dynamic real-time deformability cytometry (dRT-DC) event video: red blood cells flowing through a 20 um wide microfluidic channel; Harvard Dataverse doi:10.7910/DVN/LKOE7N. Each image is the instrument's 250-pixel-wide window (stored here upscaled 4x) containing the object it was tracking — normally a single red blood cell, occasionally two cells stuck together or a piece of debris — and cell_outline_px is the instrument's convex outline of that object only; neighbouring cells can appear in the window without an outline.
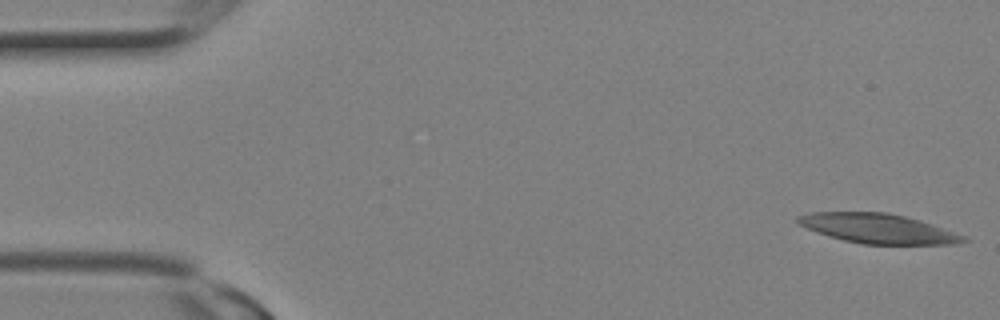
{"species": "Egyptian fruit bat (a non-hibernating species)", "species_latin": "Rousettus aegyptiacus", "temperature_condition": "room temperature", "stored_images_in_passage": 4, "camera_frame_rate_fps": 3000, "um_per_image_px": 0.085, "animal": {"sex": "female"}, "frame": {"image": 1, "passage_image": 1, "time_ms": 0.0, "image_size_px": [1000, 320], "cell_outline_px": [[968, 240], [956, 244], [860, 244], [828, 236], [816, 232], [800, 224], [796, 220], [796, 216], [808, 212], [884, 212], [904, 216], [920, 220], [968, 236]], "centroid_in_image_um": [74.65, 19.42], "position_along_channel_um": 10.4, "area_um2": 28.61}}
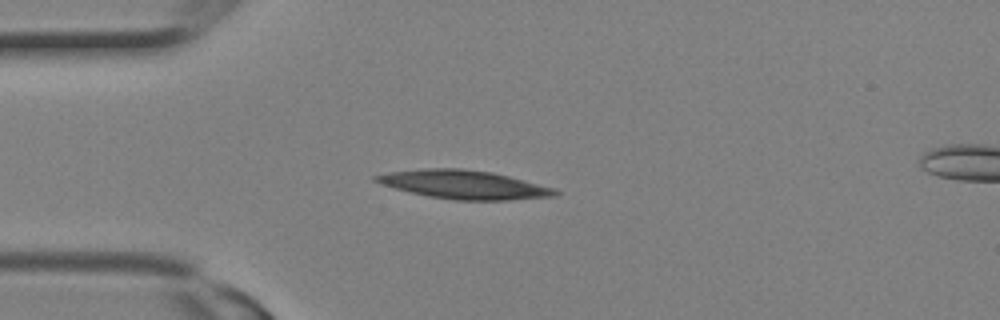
{"frame": {"image": 2, "passage_image": 3, "time_ms": 0.667, "image_size_px": [1000, 320], "cell_outline_px": [[560, 192], [556, 196], [508, 200], [456, 200], [428, 196], [396, 188], [372, 180], [372, 176], [388, 172], [424, 168], [460, 168], [492, 172], [556, 188]], "centroid_in_image_um": [39.46, 15.68], "position_along_channel_um": 45.5, "area_um2": 29.71}}